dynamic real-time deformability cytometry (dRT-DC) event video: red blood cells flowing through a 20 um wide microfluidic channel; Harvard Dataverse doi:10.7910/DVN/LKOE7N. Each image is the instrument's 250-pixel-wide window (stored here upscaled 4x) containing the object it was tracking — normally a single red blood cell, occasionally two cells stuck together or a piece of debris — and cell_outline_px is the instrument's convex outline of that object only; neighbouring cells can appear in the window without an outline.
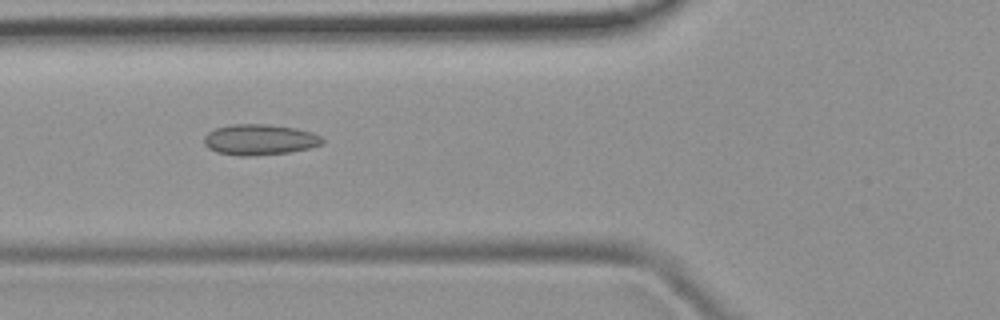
{"species": "common noctule bat (a hibernating species)", "species_latin": "Nyctalus noctula", "temperature_condition": "room temperature", "stored_images_in_passage": 6, "camera_frame_rate_fps": 3000, "um_per_image_px": 0.085, "animal": {"sex": "female", "body_mass_g": 19.9}, "frame": {"image": 1, "passage_image": 3, "time_ms": 2.333, "image_size_px": [1000, 320], "cell_outline_px": [[324, 144], [308, 148], [288, 152], [252, 156], [240, 156], [216, 152], [208, 148], [204, 144], [204, 136], [208, 132], [216, 128], [228, 124], [264, 124], [296, 128], [312, 132], [320, 136], [324, 140]], "centroid_in_image_um": [22.05, 11.87], "position_along_channel_um": 103.8, "area_um2": 21.27}}
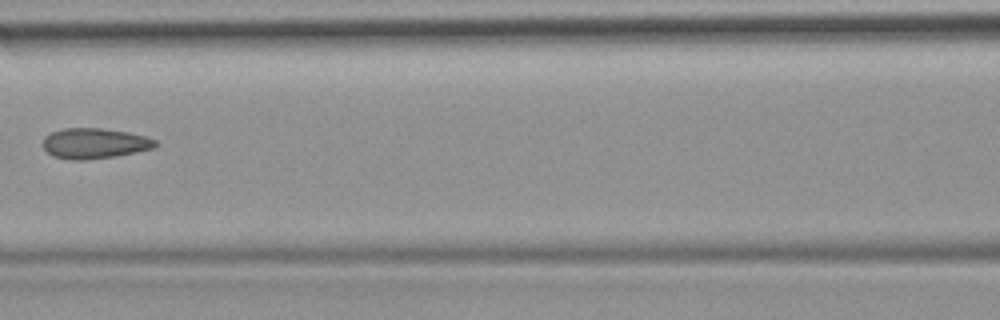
{"frame": {"image": 2, "passage_image": 4, "time_ms": 3.667, "image_size_px": [1000, 320], "cell_outline_px": [[156, 144], [152, 148], [116, 156], [88, 160], [72, 160], [52, 156], [44, 148], [44, 136], [52, 132], [64, 128], [100, 128], [128, 132], [148, 136], [156, 140]], "centroid_in_image_um": [8.02, 12.18], "position_along_channel_um": 158.6, "area_um2": 19.88}}
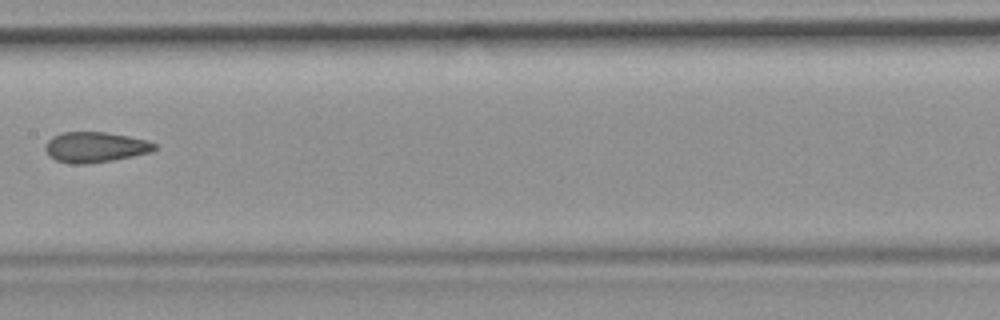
{"frame": {"image": 3, "passage_image": 5, "time_ms": 4.667, "image_size_px": [1000, 320], "cell_outline_px": [[156, 148], [152, 152], [112, 160], [88, 164], [72, 164], [56, 160], [48, 156], [44, 148], [44, 144], [52, 136], [64, 132], [104, 132], [128, 136], [148, 140], [156, 144]], "centroid_in_image_um": [8.07, 12.51], "position_along_channel_um": 199.3, "area_um2": 19.48}}